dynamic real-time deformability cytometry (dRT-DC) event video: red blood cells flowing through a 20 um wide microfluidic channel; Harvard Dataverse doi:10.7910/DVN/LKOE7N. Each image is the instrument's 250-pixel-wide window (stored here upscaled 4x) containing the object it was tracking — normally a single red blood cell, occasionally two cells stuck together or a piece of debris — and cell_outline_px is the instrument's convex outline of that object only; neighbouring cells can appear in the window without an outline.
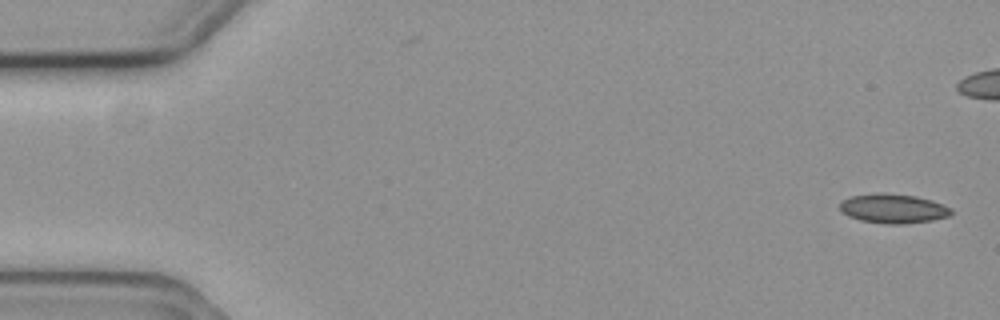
{"species": "common noctule bat (a hibernating species)", "species_latin": "Nyctalus noctula", "temperature_condition": "cold", "stored_images_in_passage": 6, "camera_frame_rate_fps": 3000, "um_per_image_px": 0.085, "animal": {"sex": "female", "body_mass_g": 19.3, "forearm_length_mm": 54.1}, "frame": {"image": 1, "passage_image": 1, "time_ms": 0.0, "image_size_px": [1000, 320], "cell_outline_px": [[952, 212], [948, 216], [932, 220], [900, 224], [888, 224], [860, 220], [848, 216], [840, 212], [840, 204], [844, 200], [852, 196], [876, 192], [880, 192], [916, 196], [932, 200], [952, 208]], "centroid_in_image_um": [75.91, 17.72], "position_along_channel_um": 9.1, "area_um2": 19.02}}